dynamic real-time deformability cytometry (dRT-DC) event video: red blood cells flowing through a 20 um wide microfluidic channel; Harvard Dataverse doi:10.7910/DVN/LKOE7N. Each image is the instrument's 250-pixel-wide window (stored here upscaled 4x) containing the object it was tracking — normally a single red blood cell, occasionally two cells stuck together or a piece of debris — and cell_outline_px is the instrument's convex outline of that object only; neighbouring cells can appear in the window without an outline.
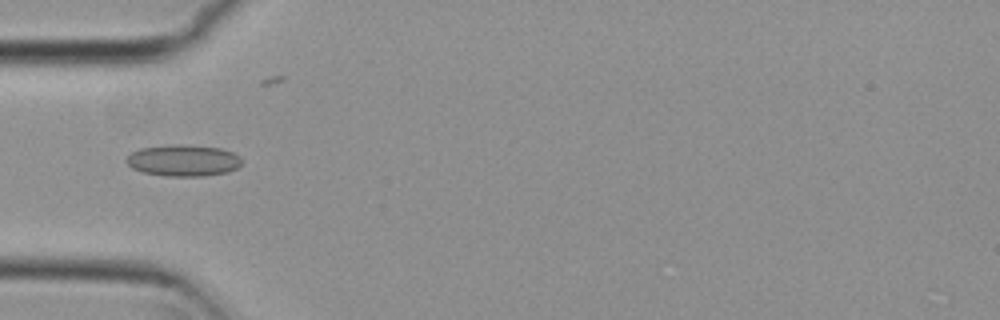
{"species": "common noctule bat (a hibernating species)", "species_latin": "Nyctalus noctula", "temperature_condition": "cold", "stored_images_in_passage": 8, "camera_frame_rate_fps": 3000, "um_per_image_px": 0.085, "animal": {"sex": "female", "body_mass_g": 29.2, "forearm_length_mm": 56.3}, "frame": {"image": 1, "passage_image": 4, "time_ms": 1.0, "image_size_px": [1000, 320], "cell_outline_px": [[240, 164], [236, 168], [228, 172], [204, 176], [168, 176], [140, 172], [132, 168], [124, 160], [132, 152], [140, 148], [172, 144], [180, 144], [220, 148], [232, 152], [240, 156]], "centroid_in_image_um": [15.55, 13.64], "position_along_channel_um": 69.5, "area_um2": 21.21}}
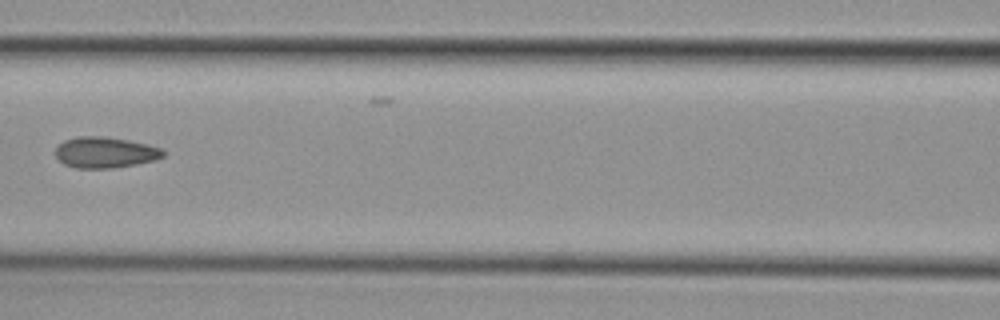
{"frame": {"image": 2, "passage_image": 6, "time_ms": 1.667, "image_size_px": [1000, 320], "cell_outline_px": [[164, 156], [156, 160], [136, 164], [112, 168], [76, 168], [64, 164], [56, 156], [56, 148], [64, 140], [76, 136], [104, 136], [128, 140], [148, 144], [160, 148], [164, 152]], "centroid_in_image_um": [8.94, 12.95], "position_along_channel_um": 157.7, "area_um2": 19.42}}
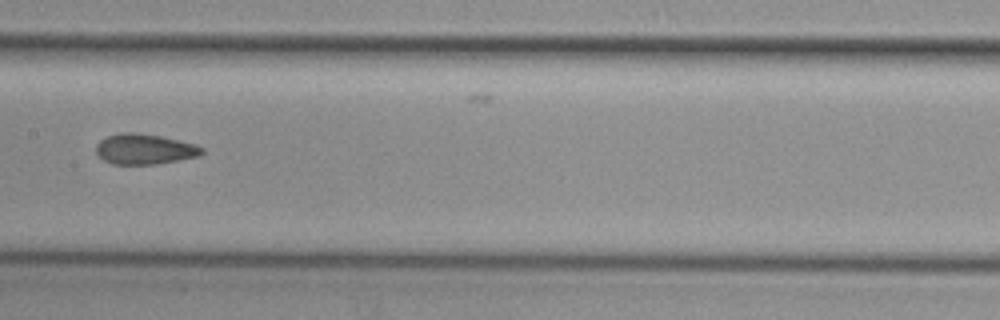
{"frame": {"image": 3, "passage_image": 7, "time_ms": 2.0, "image_size_px": [1000, 320], "cell_outline_px": [[204, 152], [200, 156], [156, 164], [112, 164], [104, 160], [96, 152], [96, 144], [100, 140], [108, 136], [120, 132], [132, 132], [160, 136], [192, 144], [204, 148]], "centroid_in_image_um": [12.27, 12.68], "position_along_channel_um": 195.1, "area_um2": 18.55}}